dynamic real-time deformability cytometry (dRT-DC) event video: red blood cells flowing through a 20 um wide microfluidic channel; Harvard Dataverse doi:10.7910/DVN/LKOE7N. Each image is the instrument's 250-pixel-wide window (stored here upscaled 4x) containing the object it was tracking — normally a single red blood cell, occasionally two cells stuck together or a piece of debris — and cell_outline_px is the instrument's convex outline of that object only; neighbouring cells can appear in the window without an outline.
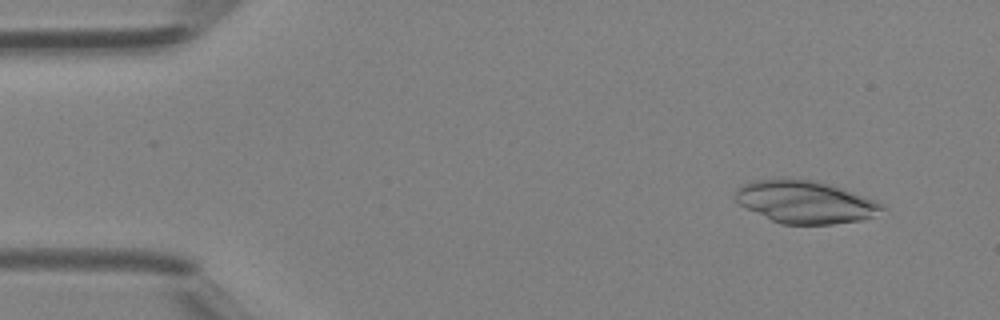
{"species": "Egyptian fruit bat (a non-hibernating species)", "species_latin": "Rousettus aegyptiacus", "temperature_condition": "room temperature", "stored_images_in_passage": 42, "camera_frame_rate_fps": 3000, "um_per_image_px": 0.085, "animal": {"sex": "female"}, "frame": {"image": 1, "passage_image": 4, "time_ms": 1.0, "image_size_px": [1000, 320], "cell_outline_px": [[888, 208], [872, 216], [860, 220], [832, 224], [780, 224], [740, 204], [736, 200], [736, 192], [740, 184], [752, 180], [816, 180], [876, 200], [884, 204]], "centroid_in_image_um": [68.48, 17.18], "position_along_channel_um": 16.5, "area_um2": 35.72}}
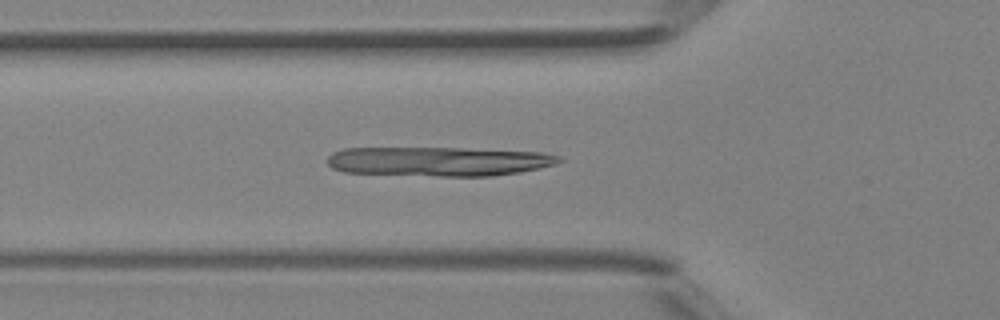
{"frame": {"image": 2, "passage_image": 15, "time_ms": 4.667, "image_size_px": [1000, 320], "cell_outline_px": [[564, 160], [556, 164], [540, 168], [520, 172], [492, 176], [440, 176], [344, 172], [332, 168], [328, 164], [328, 156], [332, 152], [344, 148], [460, 148], [540, 152], [560, 156]], "centroid_in_image_um": [37.29, 13.72], "position_along_channel_um": 88.5, "area_um2": 39.65}}
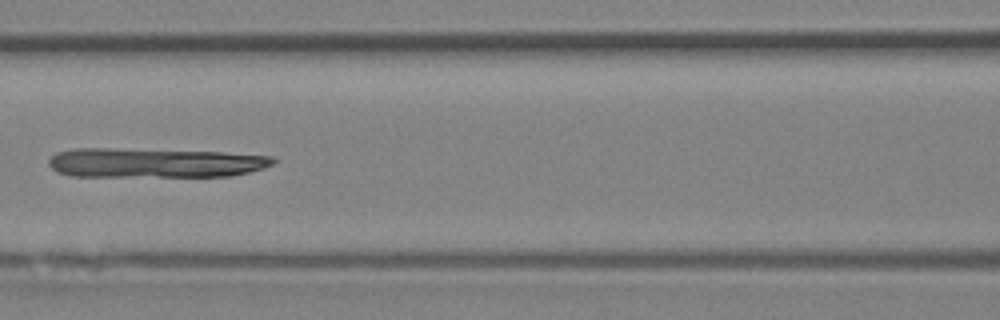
{"frame": {"image": 3, "passage_image": 19, "time_ms": 6.0, "image_size_px": [1000, 320], "cell_outline_px": [[276, 160], [272, 164], [264, 168], [232, 176], [72, 176], [60, 172], [52, 168], [48, 164], [48, 160], [56, 152], [72, 148], [112, 148], [220, 152], [272, 156]], "centroid_in_image_um": [13.12, 13.83], "position_along_channel_um": 153.5, "area_um2": 38.61}}